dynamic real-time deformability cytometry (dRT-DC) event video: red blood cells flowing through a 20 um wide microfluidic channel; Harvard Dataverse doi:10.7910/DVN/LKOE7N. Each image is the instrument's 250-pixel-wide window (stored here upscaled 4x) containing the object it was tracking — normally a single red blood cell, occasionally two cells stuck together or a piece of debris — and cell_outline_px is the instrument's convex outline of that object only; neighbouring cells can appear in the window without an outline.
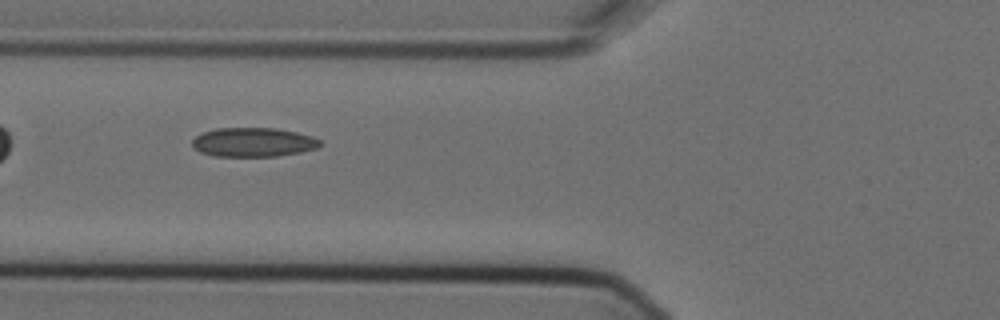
{"species": "Egyptian fruit bat (a non-hibernating species)", "species_latin": "Rousettus aegyptiacus", "temperature_condition": "cold", "stored_images_in_passage": 6, "camera_frame_rate_fps": 3000, "um_per_image_px": 0.085, "animal": {"sex": "female"}, "frame": {"image": 1, "passage_image": 5, "time_ms": 1.333, "image_size_px": [1000, 320], "cell_outline_px": [[320, 144], [316, 148], [300, 152], [276, 156], [212, 156], [200, 152], [192, 148], [192, 140], [196, 136], [204, 132], [216, 128], [276, 128], [296, 132], [312, 136], [320, 140]], "centroid_in_image_um": [21.49, 12.09], "position_along_channel_um": 104.3, "area_um2": 21.68}}
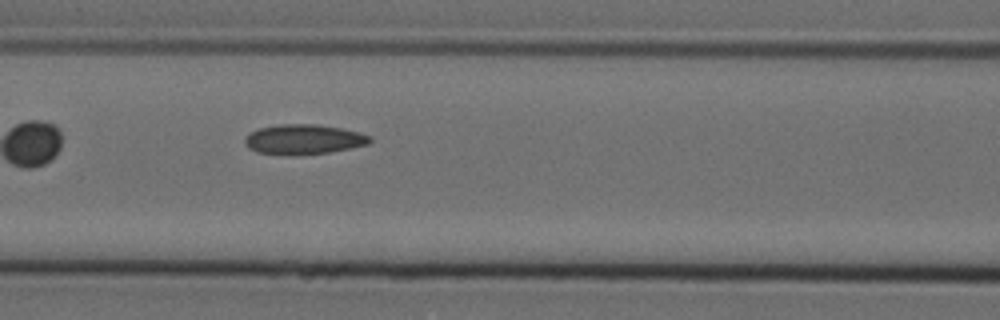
{"frame": {"image": 2, "passage_image": 6, "time_ms": 1.667, "image_size_px": [1000, 320], "cell_outline_px": [[372, 140], [368, 144], [352, 148], [328, 152], [256, 152], [248, 148], [244, 144], [244, 136], [260, 128], [276, 124], [316, 124], [340, 128], [360, 132], [372, 136]], "centroid_in_image_um": [25.84, 11.79], "position_along_channel_um": 140.8, "area_um2": 21.04}}